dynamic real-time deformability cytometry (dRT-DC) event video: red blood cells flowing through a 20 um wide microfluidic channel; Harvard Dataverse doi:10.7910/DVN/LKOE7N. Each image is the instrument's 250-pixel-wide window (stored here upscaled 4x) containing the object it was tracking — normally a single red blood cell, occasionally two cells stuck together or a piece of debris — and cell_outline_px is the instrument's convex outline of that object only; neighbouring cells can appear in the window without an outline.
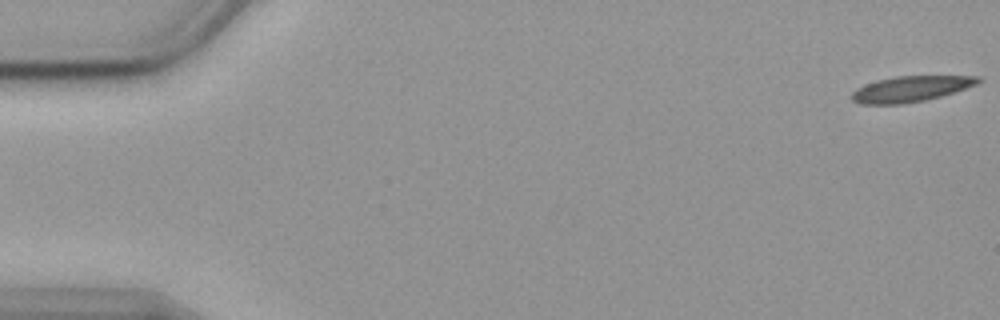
{"species": "common noctule bat (a hibernating species)", "species_latin": "Nyctalus noctula", "temperature_condition": "cold", "stored_images_in_passage": 9, "camera_frame_rate_fps": 3000, "um_per_image_px": 0.085, "animal": {"sex": "female", "body_mass_g": 19.9}, "frame": {"image": 1, "passage_image": 1, "time_ms": 0.0, "image_size_px": [1000, 320], "cell_outline_px": [[984, 80], [976, 84], [940, 96], [924, 100], [904, 104], [860, 104], [852, 100], [852, 92], [856, 88], [864, 84], [876, 80], [896, 76], [980, 76]], "centroid_in_image_um": [77.37, 7.55], "position_along_channel_um": 7.6, "area_um2": 18.84}}